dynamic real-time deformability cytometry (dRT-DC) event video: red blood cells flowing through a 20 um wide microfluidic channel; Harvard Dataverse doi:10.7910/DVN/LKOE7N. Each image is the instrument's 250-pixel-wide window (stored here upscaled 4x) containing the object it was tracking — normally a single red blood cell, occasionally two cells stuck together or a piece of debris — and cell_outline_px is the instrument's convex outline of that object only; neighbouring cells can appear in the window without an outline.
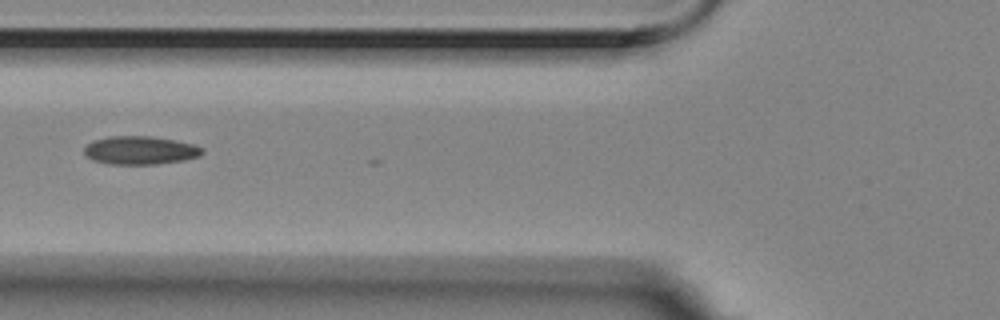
{"species": "Egyptian fruit bat (a non-hibernating species)", "species_latin": "Rousettus aegyptiacus", "temperature_condition": "room temperature", "stored_images_in_passage": 6, "camera_frame_rate_fps": 3000, "um_per_image_px": 0.085, "animal": {"sex": "female"}, "frame": {"image": 1, "passage_image": 4, "time_ms": 1.0, "image_size_px": [1000, 320], "cell_outline_px": [[204, 152], [200, 156], [184, 160], [156, 164], [108, 164], [92, 160], [84, 152], [84, 148], [92, 140], [108, 136], [152, 136], [176, 140], [192, 144], [204, 148]], "centroid_in_image_um": [11.92, 12.77], "position_along_channel_um": 113.9, "area_um2": 19.59}}
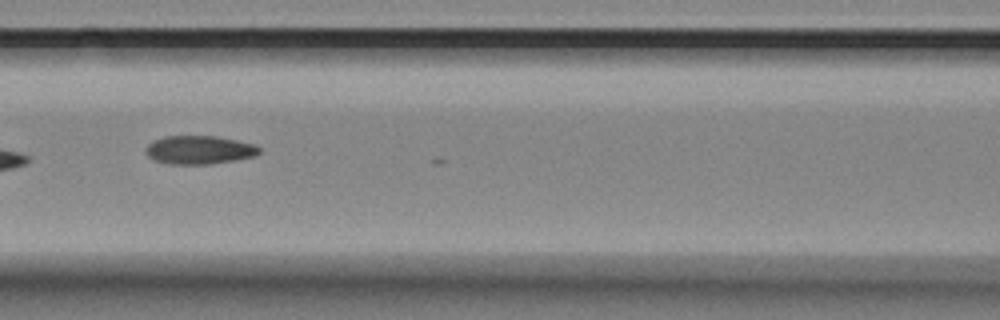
{"frame": {"image": 2, "passage_image": 5, "time_ms": 1.333, "image_size_px": [1000, 320], "cell_outline_px": [[260, 152], [256, 156], [236, 160], [208, 164], [168, 164], [152, 160], [144, 152], [144, 148], [152, 140], [164, 136], [216, 136], [256, 144], [260, 148]], "centroid_in_image_um": [16.9, 12.74], "position_along_channel_um": 149.7, "area_um2": 19.13}}
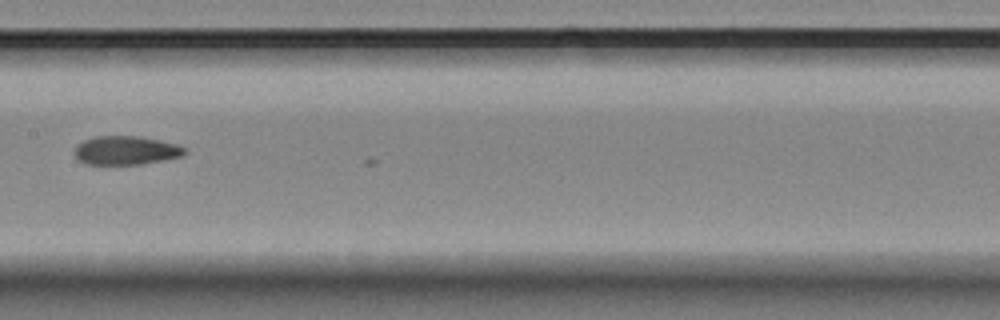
{"frame": {"image": 3, "passage_image": 6, "time_ms": 1.667, "image_size_px": [1000, 320], "cell_outline_px": [[188, 152], [184, 156], [164, 160], [140, 164], [84, 164], [72, 152], [76, 144], [84, 140], [96, 136], [140, 136], [160, 140], [176, 144], [188, 148]], "centroid_in_image_um": [10.73, 12.78], "position_along_channel_um": 196.7, "area_um2": 18.73}}